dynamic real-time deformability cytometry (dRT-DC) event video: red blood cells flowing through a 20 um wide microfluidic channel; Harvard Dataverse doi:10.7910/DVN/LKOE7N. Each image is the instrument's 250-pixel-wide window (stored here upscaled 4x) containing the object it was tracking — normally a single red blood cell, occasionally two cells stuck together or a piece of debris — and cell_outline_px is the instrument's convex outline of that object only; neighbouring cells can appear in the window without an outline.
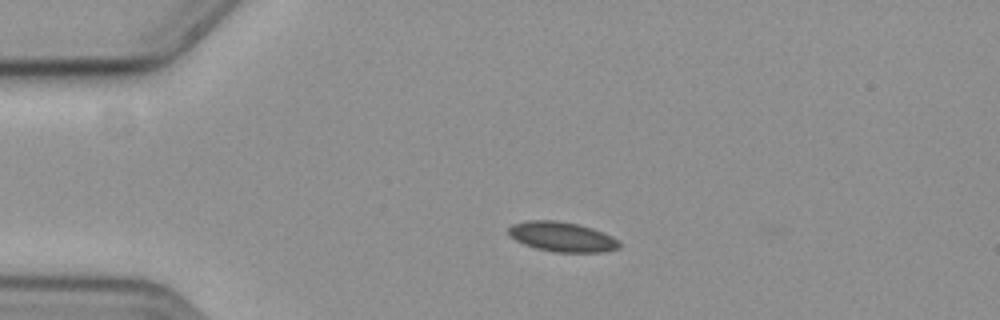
{"species": "common noctule bat (a hibernating species)", "species_latin": "Nyctalus noctula", "temperature_condition": "cold", "stored_images_in_passage": 46, "camera_frame_rate_fps": 3000, "um_per_image_px": 0.085, "animal": {"sex": "female", "body_mass_g": 19.3, "forearm_length_mm": 54.1}, "frame": {"image": 1, "passage_image": 1, "time_ms": 0.0, "image_size_px": [1000, 320], "cell_outline_px": [[620, 248], [604, 252], [552, 252], [536, 248], [524, 244], [508, 236], [508, 228], [512, 224], [524, 220], [556, 220], [576, 224], [592, 228], [604, 232], [620, 240]], "centroid_in_image_um": [47.77, 20.12], "position_along_channel_um": 37.2, "area_um2": 19.48}}
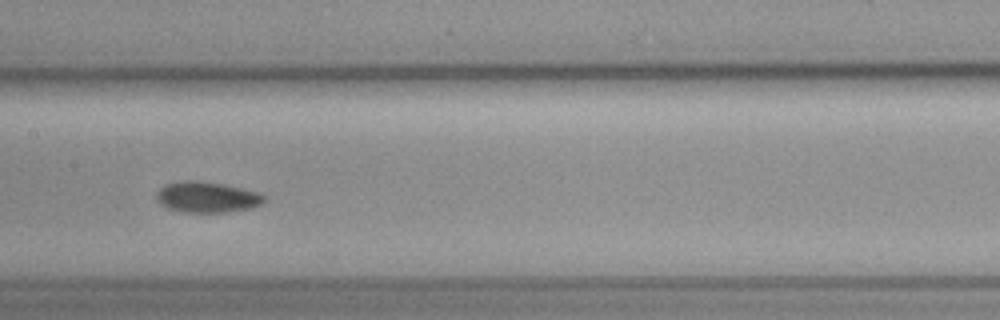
{"frame": {"image": 2, "passage_image": 17, "time_ms": 5.333, "image_size_px": [1000, 320], "cell_outline_px": [[264, 200], [260, 204], [252, 208], [224, 212], [180, 212], [168, 208], [160, 204], [156, 200], [156, 192], [164, 184], [180, 180], [200, 180], [224, 184], [260, 192], [264, 196]], "centroid_in_image_um": [17.55, 16.74], "position_along_channel_um": 189.9, "area_um2": 19.59}}
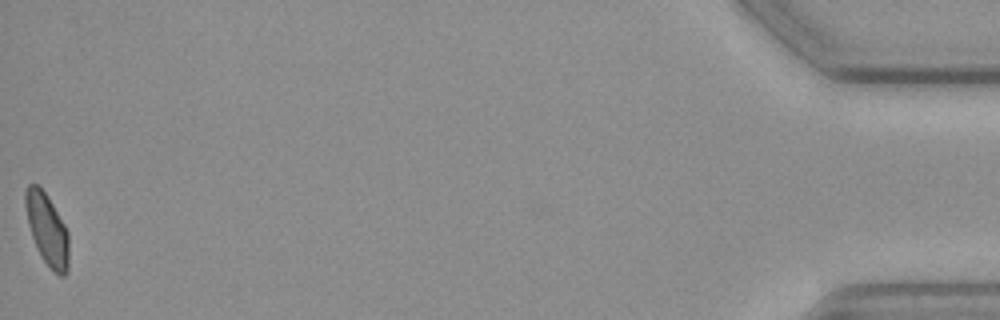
{"frame": {"image": 3, "passage_image": 46, "time_ms": 15.0, "image_size_px": [1000, 320], "cell_outline_px": [[68, 268], [64, 276], [60, 276], [52, 272], [40, 256], [36, 248], [28, 224], [24, 204], [24, 192], [28, 184], [36, 184], [48, 196], [64, 224], [68, 232]], "centroid_in_image_um": [3.99, 19.52], "position_along_channel_um": 431.2, "area_um2": 18.26}}